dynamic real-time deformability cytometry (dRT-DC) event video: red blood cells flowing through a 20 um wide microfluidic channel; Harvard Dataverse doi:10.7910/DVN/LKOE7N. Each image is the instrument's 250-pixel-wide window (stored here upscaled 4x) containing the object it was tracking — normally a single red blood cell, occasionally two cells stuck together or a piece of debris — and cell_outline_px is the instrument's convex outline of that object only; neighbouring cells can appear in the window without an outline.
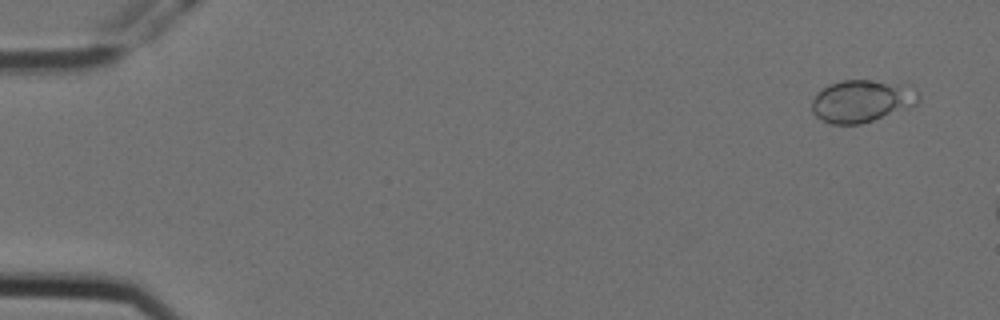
{"species": "Egyptian fruit bat (a non-hibernating species)", "species_latin": "Rousettus aegyptiacus", "temperature_condition": "cold", "stored_images_in_passage": 3, "camera_frame_rate_fps": 3000, "um_per_image_px": 0.085, "animal": {"sex": "female"}, "frame": {"image": 1, "passage_image": 1, "time_ms": 0.0, "image_size_px": [1000, 320], "cell_outline_px": [[920, 100], [916, 104], [908, 108], [860, 124], [832, 124], [816, 116], [812, 112], [812, 100], [816, 92], [828, 84], [840, 80], [868, 80], [908, 84], [920, 96]], "centroid_in_image_um": [73.24, 8.57], "position_along_channel_um": 11.8, "area_um2": 26.36}}